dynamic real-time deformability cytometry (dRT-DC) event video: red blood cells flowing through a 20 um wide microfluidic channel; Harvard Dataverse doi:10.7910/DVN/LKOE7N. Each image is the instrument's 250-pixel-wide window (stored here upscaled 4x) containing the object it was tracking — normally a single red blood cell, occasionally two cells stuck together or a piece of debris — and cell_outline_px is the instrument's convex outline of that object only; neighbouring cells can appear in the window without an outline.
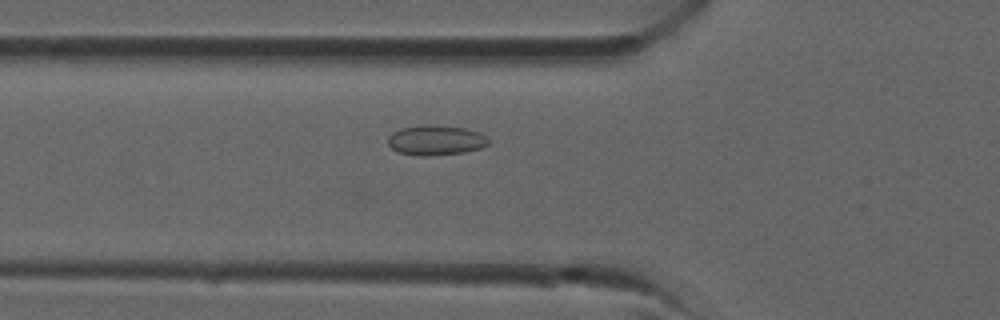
{"species": "common noctule bat (a hibernating species)", "species_latin": "Nyctalus noctula", "temperature_condition": "room temperature", "stored_images_in_passage": 28, "camera_frame_rate_fps": 3000, "um_per_image_px": 0.085, "animal": {"sex": "male", "forearm_length_mm": 52.5}, "frame": {"image": 1, "passage_image": 6, "time_ms": 1.667, "image_size_px": [1000, 320], "cell_outline_px": [[488, 144], [480, 148], [464, 152], [424, 156], [420, 156], [400, 152], [392, 148], [388, 144], [388, 136], [392, 132], [400, 128], [428, 124], [464, 128], [480, 132], [488, 140]], "centroid_in_image_um": [37.01, 11.91], "position_along_channel_um": 88.8, "area_um2": 17.4}}
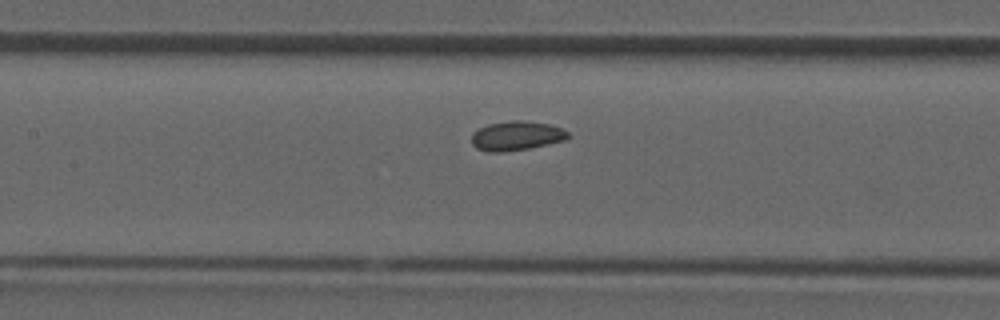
{"frame": {"image": 2, "passage_image": 10, "time_ms": 3.0, "image_size_px": [1000, 320], "cell_outline_px": [[568, 136], [564, 140], [548, 144], [528, 148], [504, 152], [488, 152], [476, 148], [472, 144], [472, 132], [488, 124], [512, 120], [524, 120], [548, 124], [560, 128], [568, 132]], "centroid_in_image_um": [43.85, 11.54], "position_along_channel_um": 163.5, "area_um2": 16.36}}
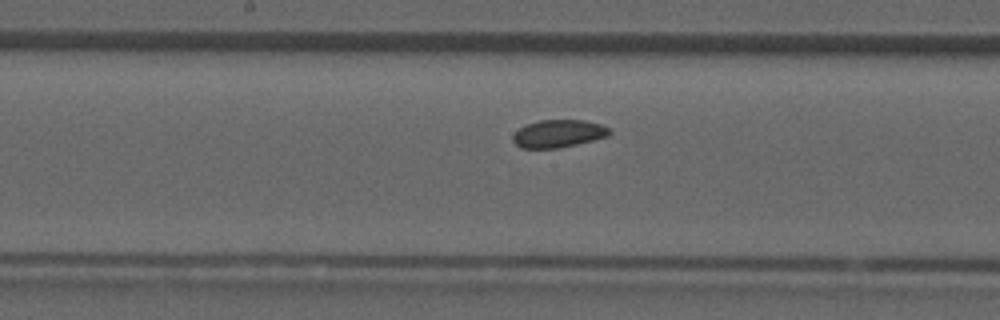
{"frame": {"image": 3, "passage_image": 12, "time_ms": 3.667, "image_size_px": [1000, 320], "cell_outline_px": [[612, 132], [608, 136], [560, 148], [520, 148], [512, 140], [512, 136], [520, 128], [528, 124], [540, 120], [584, 120], [600, 124], [608, 128]], "centroid_in_image_um": [47.46, 11.36], "position_along_channel_um": 200.7, "area_um2": 15.43}}